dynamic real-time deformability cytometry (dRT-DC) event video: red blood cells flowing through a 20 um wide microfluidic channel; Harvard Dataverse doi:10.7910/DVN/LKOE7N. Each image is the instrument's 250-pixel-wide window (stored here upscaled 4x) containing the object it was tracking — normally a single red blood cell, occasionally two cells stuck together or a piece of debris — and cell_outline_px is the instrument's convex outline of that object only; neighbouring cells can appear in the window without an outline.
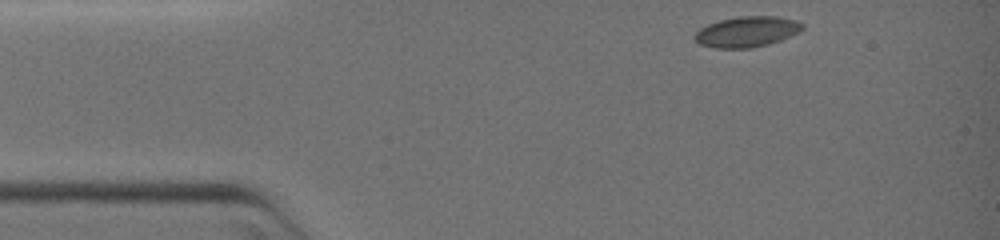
{"species": "common noctule bat (a hibernating species)", "species_latin": "Nyctalus noctula", "temperature_condition": "warm", "stored_images_in_passage": 53, "camera_frame_rate_fps": 3000, "um_per_image_px": 0.085, "animal": {"sex": "female", "body_mass_g": 19.0, "forearm_length_mm": 51.5}, "frame": {"image": 1, "passage_image": 1, "time_ms": 0.0, "image_size_px": [1000, 240], "cell_outline_px": [[804, 28], [800, 32], [780, 40], [768, 44], [752, 48], [712, 48], [700, 44], [696, 40], [696, 32], [700, 28], [708, 24], [720, 20], [740, 16], [776, 16], [796, 20], [804, 24]], "centroid_in_image_um": [63.52, 2.69], "position_along_channel_um": 21.5, "area_um2": 19.19}}
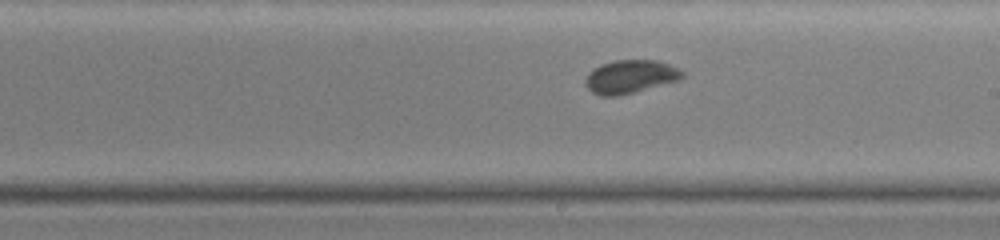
{"frame": {"image": 2, "passage_image": 31, "time_ms": 10.0, "image_size_px": [1000, 240], "cell_outline_px": [[684, 76], [676, 80], [620, 96], [600, 96], [592, 92], [584, 84], [584, 80], [588, 72], [592, 68], [600, 64], [616, 60], [656, 60], [668, 64], [684, 72]], "centroid_in_image_um": [53.49, 6.51], "position_along_channel_um": 235.5, "area_um2": 18.73}}
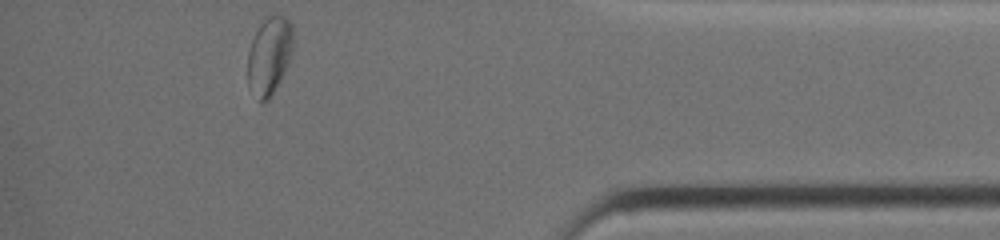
{"frame": {"image": 3, "passage_image": 53, "time_ms": 17.333, "image_size_px": [1000, 240], "cell_outline_px": [[292, 48], [284, 72], [280, 80], [268, 100], [260, 100], [248, 84], [248, 52], [252, 40], [260, 24], [268, 16], [284, 16], [292, 24]], "centroid_in_image_um": [22.88, 4.7], "position_along_channel_um": 412.3, "area_um2": 19.88}}